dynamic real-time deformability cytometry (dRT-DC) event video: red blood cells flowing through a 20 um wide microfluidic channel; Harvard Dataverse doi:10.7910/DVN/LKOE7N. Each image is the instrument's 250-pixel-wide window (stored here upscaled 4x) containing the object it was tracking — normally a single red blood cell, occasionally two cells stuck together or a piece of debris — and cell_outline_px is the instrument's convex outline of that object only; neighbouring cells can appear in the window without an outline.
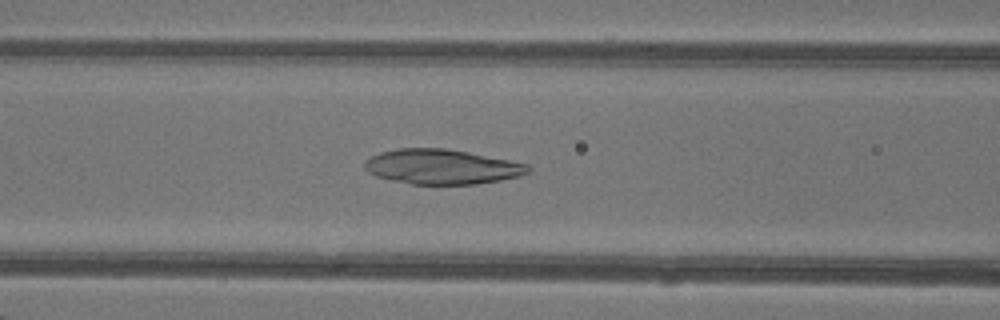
{"species": "common noctule bat (a hibernating species)", "species_latin": "Nyctalus noctula", "temperature_condition": "warm", "stored_images_in_passage": 48, "camera_frame_rate_fps": 3000, "um_per_image_px": 0.085, "animal": {"sex": "female"}, "frame": {"image": 1, "passage_image": 21, "time_ms": 6.667, "image_size_px": [1000, 320], "cell_outline_px": [[532, 168], [528, 172], [520, 176], [500, 180], [476, 184], [412, 184], [392, 180], [376, 176], [368, 172], [364, 168], [364, 160], [380, 152], [396, 148], [448, 148], [528, 164]], "centroid_in_image_um": [37.53, 14.17], "position_along_channel_um": 129.1, "area_um2": 33.23}}
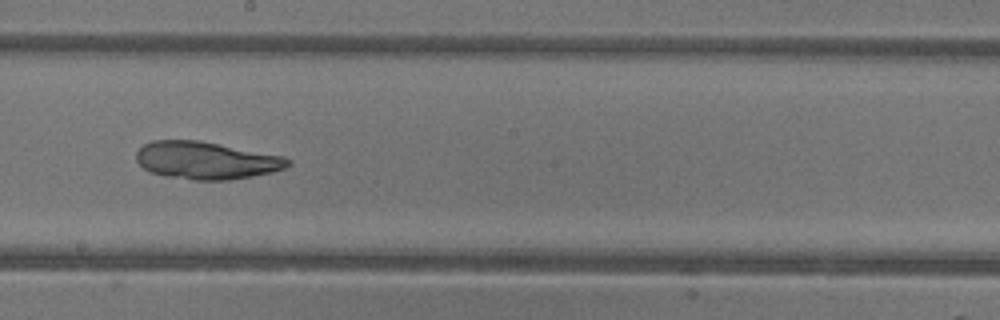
{"frame": {"image": 2, "passage_image": 28, "time_ms": 9.0, "image_size_px": [1000, 320], "cell_outline_px": [[292, 164], [284, 168], [272, 172], [232, 180], [192, 180], [168, 176], [152, 172], [144, 168], [136, 160], [136, 152], [144, 144], [152, 140], [200, 140], [284, 156], [292, 160]], "centroid_in_image_um": [17.56, 13.63], "position_along_channel_um": 230.6, "area_um2": 33.23}}
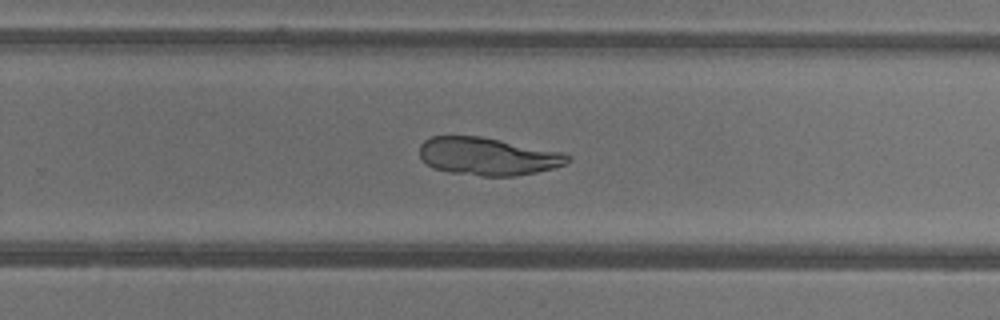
{"frame": {"image": 3, "passage_image": 32, "time_ms": 10.333, "image_size_px": [1000, 320], "cell_outline_px": [[572, 160], [564, 164], [552, 168], [536, 172], [516, 176], [480, 176], [448, 172], [432, 168], [420, 156], [420, 144], [424, 140], [432, 136], [480, 136], [564, 152], [572, 156]], "centroid_in_image_um": [41.48, 13.29], "position_along_channel_um": 288.3, "area_um2": 32.71}}